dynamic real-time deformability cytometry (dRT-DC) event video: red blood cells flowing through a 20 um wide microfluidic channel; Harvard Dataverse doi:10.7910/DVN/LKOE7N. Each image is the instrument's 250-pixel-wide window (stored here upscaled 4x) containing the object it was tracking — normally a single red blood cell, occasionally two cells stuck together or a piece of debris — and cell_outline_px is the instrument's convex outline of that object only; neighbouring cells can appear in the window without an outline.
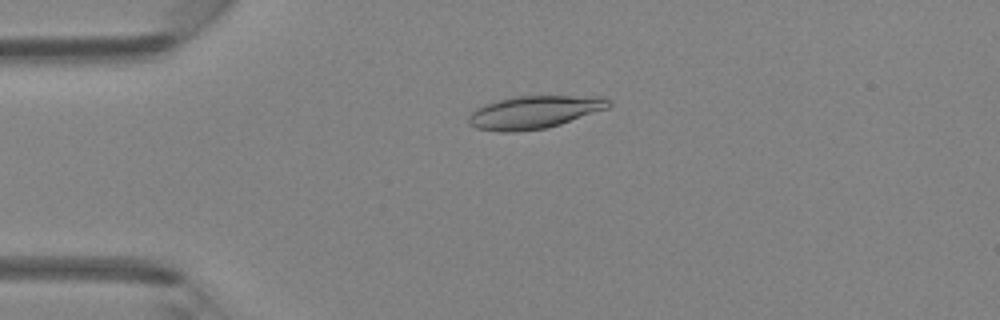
{"species": "Egyptian fruit bat (a non-hibernating species)", "species_latin": "Rousettus aegyptiacus", "temperature_condition": "room temperature", "stored_images_in_passage": 46, "camera_frame_rate_fps": 3000, "um_per_image_px": 0.085, "animal": {"sex": "female"}, "frame": {"image": 1, "passage_image": 11, "time_ms": 3.333, "image_size_px": [1000, 320], "cell_outline_px": [[612, 104], [608, 108], [548, 128], [516, 132], [500, 132], [476, 128], [468, 124], [468, 116], [476, 108], [484, 104], [516, 96], [604, 96]], "centroid_in_image_um": [45.4, 9.54], "position_along_channel_um": 39.6, "area_um2": 26.82}}
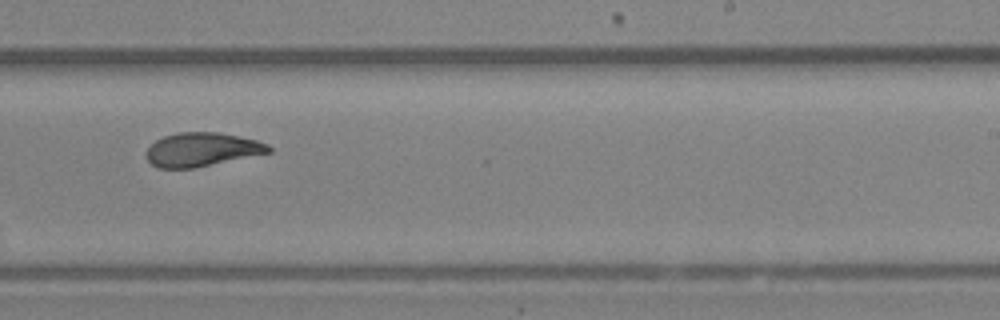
{"frame": {"image": 2, "passage_image": 29, "time_ms": 9.333, "image_size_px": [1000, 320], "cell_outline_px": [[272, 152], [196, 168], [156, 168], [144, 156], [148, 148], [156, 140], [164, 136], [180, 132], [220, 132], [240, 136], [256, 140], [268, 144], [272, 148]], "centroid_in_image_um": [17.17, 12.71], "position_along_channel_um": 271.8, "area_um2": 24.28}}
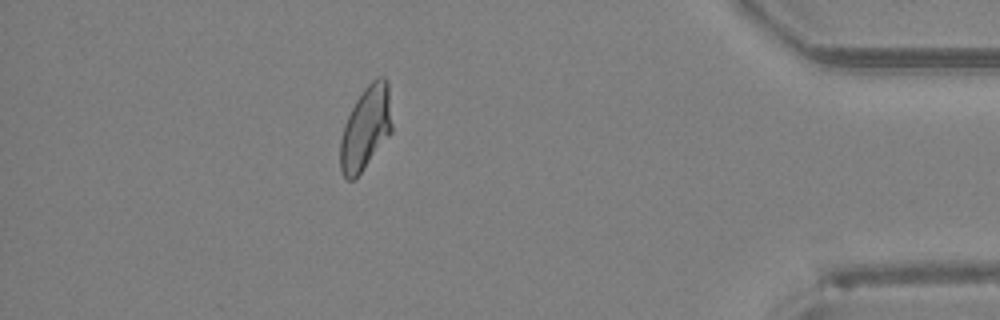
{"frame": {"image": 3, "passage_image": 41, "time_ms": 13.333, "image_size_px": [1000, 320], "cell_outline_px": [[392, 132], [360, 172], [352, 180], [348, 180], [340, 172], [340, 140], [344, 124], [356, 100], [364, 88], [376, 76], [384, 76], [388, 80], [392, 124]], "centroid_in_image_um": [31.09, 10.84], "position_along_channel_um": 404.1, "area_um2": 25.03}}